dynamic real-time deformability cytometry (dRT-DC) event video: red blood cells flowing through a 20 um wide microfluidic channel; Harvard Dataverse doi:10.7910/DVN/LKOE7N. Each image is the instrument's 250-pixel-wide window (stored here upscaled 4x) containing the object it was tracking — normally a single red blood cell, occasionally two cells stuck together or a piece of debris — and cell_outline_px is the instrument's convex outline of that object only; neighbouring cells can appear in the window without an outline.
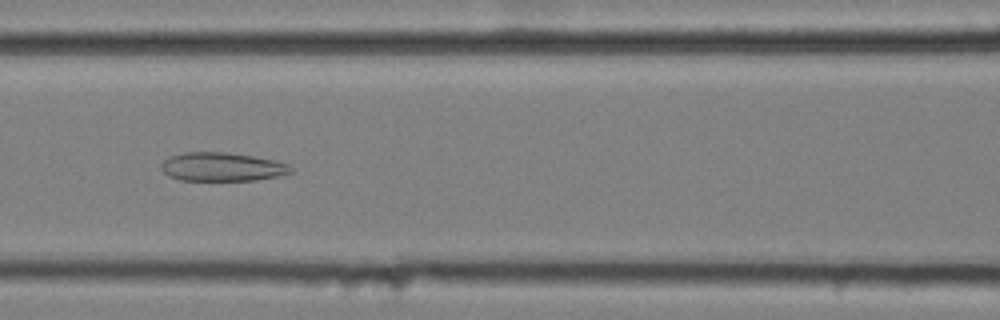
{"species": "common noctule bat (a hibernating species)", "species_latin": "Nyctalus noctula", "temperature_condition": "cold", "stored_images_in_passage": 58, "camera_frame_rate_fps": 3000, "um_per_image_px": 0.085, "animal": {"sex": "female", "body_mass_g": 25.1}, "frame": {"image": 1, "passage_image": 26, "time_ms": 8.333, "image_size_px": [1000, 320], "cell_outline_px": [[292, 172], [276, 176], [256, 180], [180, 180], [168, 176], [160, 168], [160, 164], [164, 160], [172, 156], [184, 152], [228, 152], [252, 156], [272, 160], [288, 164], [292, 168]], "centroid_in_image_um": [18.83, 14.18], "position_along_channel_um": 147.8, "area_um2": 21.5}}
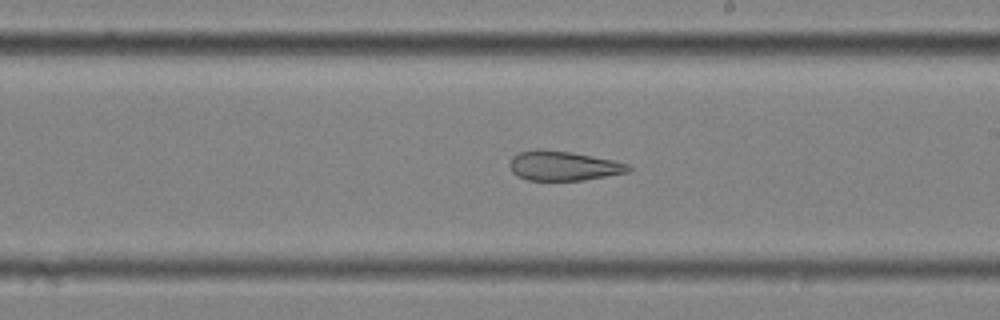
{"frame": {"image": 2, "passage_image": 34, "time_ms": 11.0, "image_size_px": [1000, 320], "cell_outline_px": [[632, 168], [628, 172], [584, 180], [528, 180], [516, 176], [512, 172], [508, 164], [512, 156], [520, 152], [536, 148], [540, 148], [568, 152], [592, 156], [612, 160], [628, 164]], "centroid_in_image_um": [47.83, 14.09], "position_along_channel_um": 241.2, "area_um2": 20.46}}
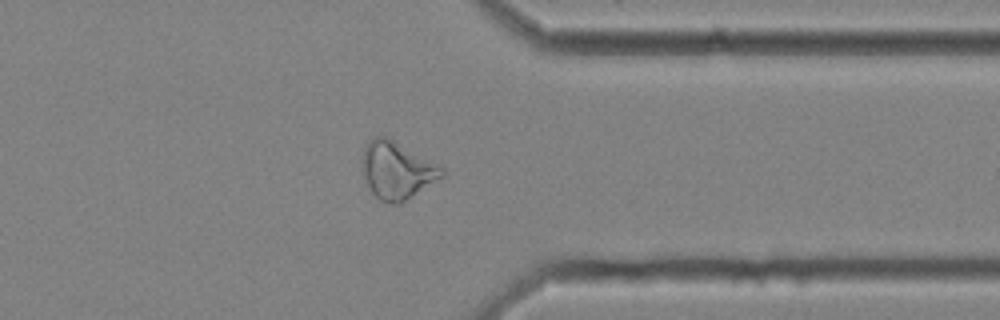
{"frame": {"image": 3, "passage_image": 46, "time_ms": 15.0, "image_size_px": [1000, 320], "cell_outline_px": [[444, 176], [400, 204], [396, 204], [380, 200], [372, 192], [364, 176], [360, 160], [364, 148], [368, 140], [376, 136], [388, 136], [440, 164], [444, 168]], "centroid_in_image_um": [33.75, 14.43], "position_along_channel_um": 377.7, "area_um2": 26.93}, "authors_computed_cell_mechanics": {"area_um2": 27.6284, "velocity_mm_per_s": 3.5121, "shape_relaxation_time_tau1_ms": null, "shape_relaxation_time_tau2_ms": 2.6719, "deformation_change_tau1": null, "deformation_change_tau2": 0.1172}}